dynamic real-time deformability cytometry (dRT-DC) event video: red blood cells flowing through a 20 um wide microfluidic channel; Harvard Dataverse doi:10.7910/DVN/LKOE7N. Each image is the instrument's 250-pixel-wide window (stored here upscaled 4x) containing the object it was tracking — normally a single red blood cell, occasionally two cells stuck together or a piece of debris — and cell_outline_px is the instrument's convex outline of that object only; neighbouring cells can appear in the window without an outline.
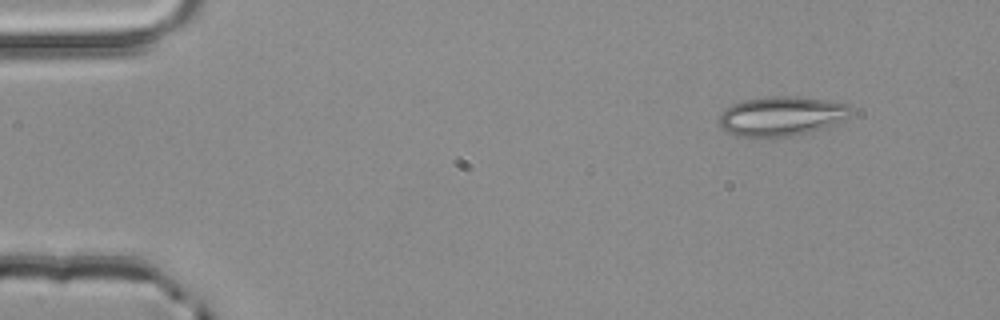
{"species": "common noctule bat (a hibernating species)", "species_latin": "Nyctalus noctula", "temperature_condition": "room temperature", "stored_images_in_passage": 3, "camera_frame_rate_fps": 3000, "um_per_image_px": 0.085, "animal": {"sex": "male", "body_mass_g": 20.4}, "frame": {"image": 1, "passage_image": 1, "time_ms": 0.0, "image_size_px": [1000, 320], "cell_outline_px": [[852, 112], [848, 116], [832, 124], [808, 132], [792, 136], [736, 136], [728, 132], [720, 124], [720, 112], [732, 104], [744, 100], [768, 96], [796, 96], [824, 100], [848, 104]], "centroid_in_image_um": [66.39, 9.85], "position_along_channel_um": 18.6, "area_um2": 29.77}}
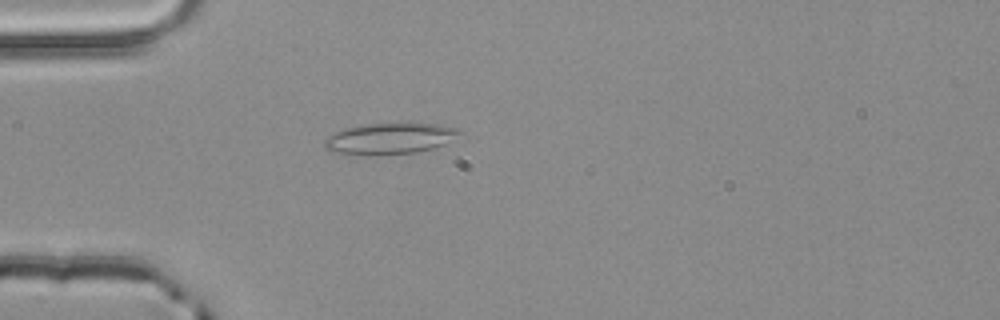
{"frame": {"image": 2, "passage_image": 3, "time_ms": 0.667, "image_size_px": [1000, 320], "cell_outline_px": [[464, 132], [444, 144], [432, 148], [416, 152], [364, 156], [336, 152], [324, 148], [324, 140], [328, 136], [344, 128], [364, 124], [404, 120], [440, 124], [456, 128]], "centroid_in_image_um": [33.15, 11.73], "position_along_channel_um": 51.8, "area_um2": 25.43}}